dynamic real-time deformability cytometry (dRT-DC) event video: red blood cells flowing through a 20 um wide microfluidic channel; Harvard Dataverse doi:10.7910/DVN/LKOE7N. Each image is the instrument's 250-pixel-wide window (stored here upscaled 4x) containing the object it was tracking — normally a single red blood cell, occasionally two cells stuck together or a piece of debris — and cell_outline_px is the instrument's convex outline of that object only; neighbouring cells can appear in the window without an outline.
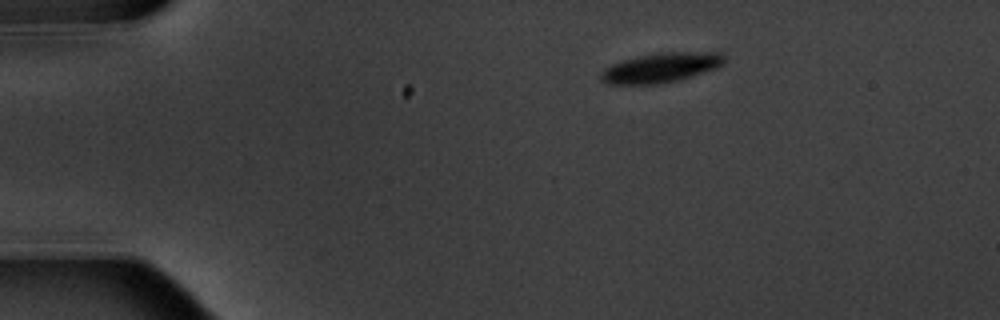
{"species": "common noctule bat (a hibernating species)", "species_latin": "Nyctalus noctula", "temperature_condition": "warm", "stored_images_in_passage": 3, "camera_frame_rate_fps": 3000, "um_per_image_px": 0.085, "animal": {"sex": "male", "body_mass_g": 20.1, "forearm_length_mm": 53.5}, "frame": {"image": 1, "passage_image": 1, "time_ms": 0.0, "image_size_px": [1000, 320], "cell_outline_px": [[724, 60], [716, 68], [680, 80], [656, 84], [608, 84], [600, 80], [600, 72], [604, 68], [612, 64], [624, 60], [656, 52], [720, 52], [724, 56]], "centroid_in_image_um": [56.14, 5.75], "position_along_channel_um": 28.9, "area_um2": 21.27}}